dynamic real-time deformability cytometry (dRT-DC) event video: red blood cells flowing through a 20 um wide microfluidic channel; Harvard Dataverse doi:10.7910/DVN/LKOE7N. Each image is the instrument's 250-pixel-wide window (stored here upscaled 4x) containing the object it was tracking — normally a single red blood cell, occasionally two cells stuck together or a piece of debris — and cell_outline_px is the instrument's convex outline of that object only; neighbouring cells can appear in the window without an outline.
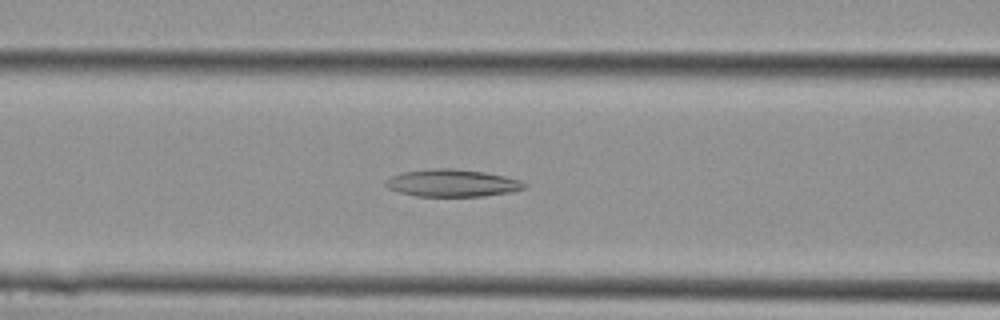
{"species": "Egyptian fruit bat (a non-hibernating species)", "species_latin": "Rousettus aegyptiacus", "temperature_condition": "cold", "stored_images_in_passage": 15, "camera_frame_rate_fps": 3000, "um_per_image_px": 0.085, "animal": {"sex": "female"}, "frame": {"image": 1, "passage_image": 11, "time_ms": 3.333, "image_size_px": [1000, 320], "cell_outline_px": [[528, 188], [512, 192], [484, 196], [416, 196], [400, 192], [388, 188], [384, 184], [392, 176], [404, 172], [436, 168], [452, 168], [484, 172], [504, 176], [520, 180], [528, 184]], "centroid_in_image_um": [38.51, 15.56], "position_along_channel_um": 128.1, "area_um2": 22.02}}
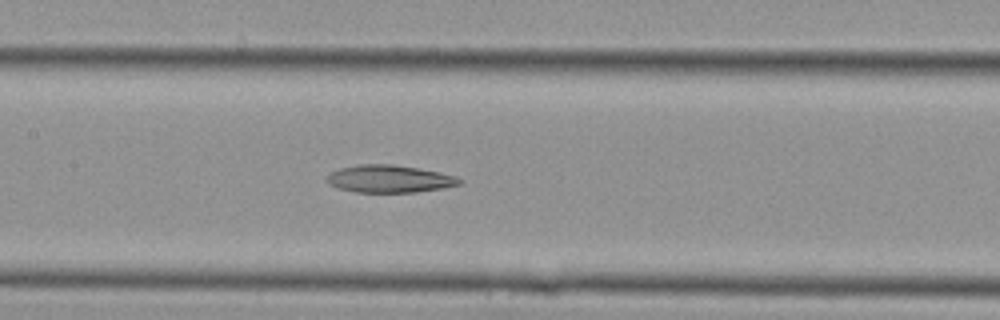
{"frame": {"image": 2, "passage_image": 13, "time_ms": 4.0, "image_size_px": [1000, 320], "cell_outline_px": [[464, 180], [460, 184], [444, 188], [416, 192], [356, 192], [340, 188], [328, 184], [324, 180], [332, 172], [340, 168], [360, 164], [392, 164], [440, 172], [456, 176]], "centroid_in_image_um": [33.12, 15.2], "position_along_channel_um": 174.3, "area_um2": 21.21}}
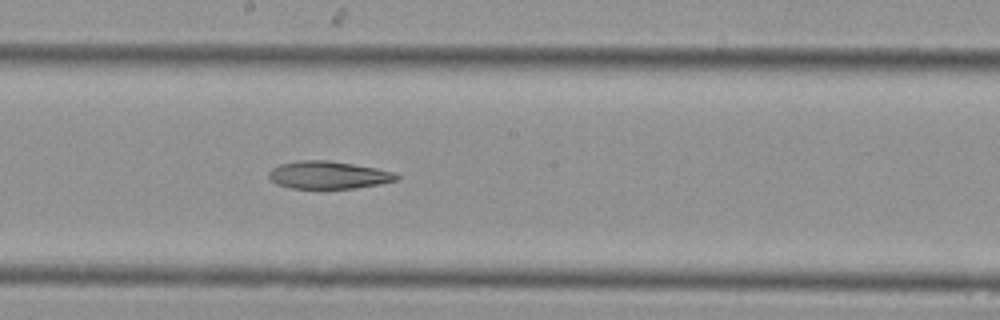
{"frame": {"image": 3, "passage_image": 15, "time_ms": 4.667, "image_size_px": [1000, 320], "cell_outline_px": [[400, 176], [396, 180], [380, 184], [352, 188], [292, 188], [276, 184], [268, 176], [268, 172], [272, 168], [280, 164], [300, 160], [328, 160], [376, 168], [392, 172]], "centroid_in_image_um": [27.88, 14.87], "position_along_channel_um": 220.3, "area_um2": 20.35}}